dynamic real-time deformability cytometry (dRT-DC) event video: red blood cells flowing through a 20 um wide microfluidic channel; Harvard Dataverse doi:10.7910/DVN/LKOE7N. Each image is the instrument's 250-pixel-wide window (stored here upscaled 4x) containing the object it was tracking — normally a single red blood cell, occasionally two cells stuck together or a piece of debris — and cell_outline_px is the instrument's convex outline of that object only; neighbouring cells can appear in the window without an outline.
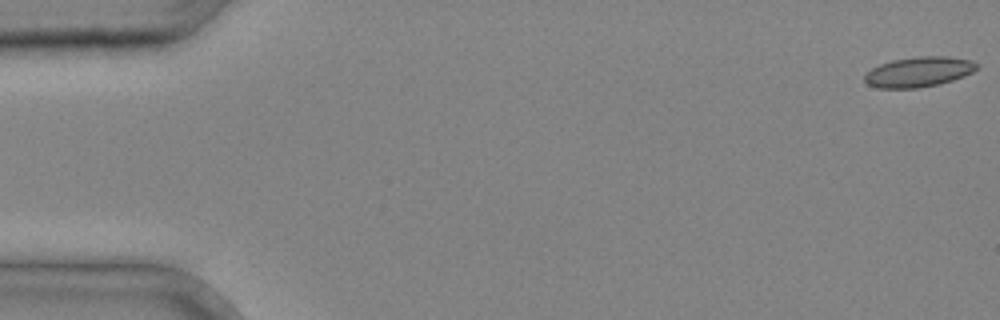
{"species": "common noctule bat (a hibernating species)", "species_latin": "Nyctalus noctula", "temperature_condition": "cold", "stored_images_in_passage": 35, "camera_frame_rate_fps": 3000, "um_per_image_px": 0.085, "animal": {"sex": "male", "body_mass_g": 20.4}, "frame": {"image": 1, "passage_image": 1, "time_ms": 0.0, "image_size_px": [1000, 320], "cell_outline_px": [[980, 64], [972, 72], [964, 76], [940, 84], [916, 88], [880, 88], [868, 84], [864, 80], [864, 76], [872, 68], [880, 64], [892, 60], [920, 56], [948, 56], [972, 60]], "centroid_in_image_um": [78.12, 6.1], "position_along_channel_um": 6.9, "area_um2": 19.65}}
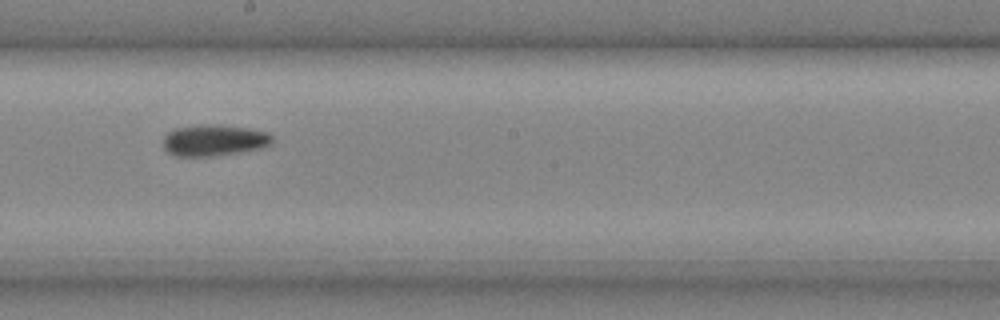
{"frame": {"image": 2, "passage_image": 22, "time_ms": 7.0, "image_size_px": [1000, 320], "cell_outline_px": [[272, 140], [268, 144], [260, 148], [240, 152], [212, 156], [176, 156], [168, 152], [164, 148], [164, 136], [168, 132], [176, 128], [204, 124], [212, 124], [248, 128], [268, 132], [272, 136]], "centroid_in_image_um": [18.17, 11.92], "position_along_channel_um": 230.0, "area_um2": 19.71}}
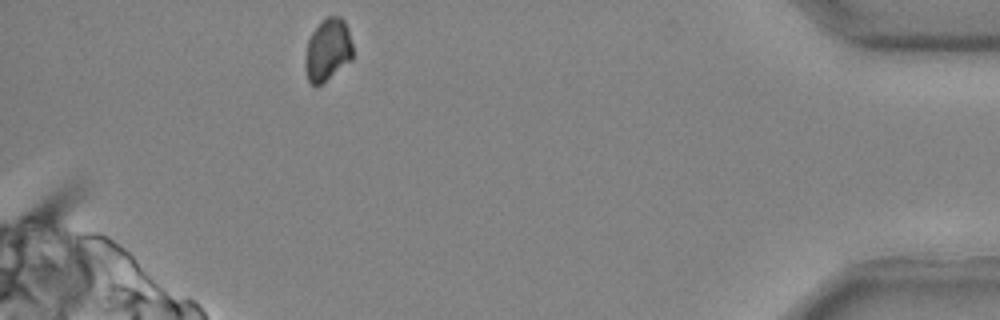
{"frame": {"image": 3, "passage_image": 35, "time_ms": 11.333, "image_size_px": [1000, 320], "cell_outline_px": [[352, 60], [316, 88], [308, 80], [304, 68], [304, 56], [308, 40], [312, 32], [328, 16], [340, 16], [344, 20], [348, 28], [352, 44]], "centroid_in_image_um": [27.84, 4.27], "position_along_channel_um": 407.4, "area_um2": 17.4}}